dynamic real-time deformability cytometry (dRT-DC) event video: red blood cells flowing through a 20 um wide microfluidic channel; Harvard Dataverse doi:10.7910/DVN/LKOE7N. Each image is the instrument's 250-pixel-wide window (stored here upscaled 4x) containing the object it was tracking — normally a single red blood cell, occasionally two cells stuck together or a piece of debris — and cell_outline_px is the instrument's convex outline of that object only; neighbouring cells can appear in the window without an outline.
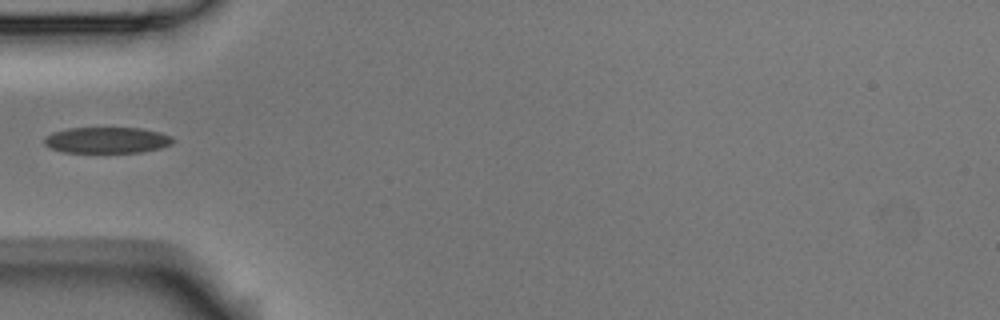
{"species": "Egyptian fruit bat (a non-hibernating species)", "species_latin": "Rousettus aegyptiacus", "temperature_condition": "room temperature", "stored_images_in_passage": 4, "camera_frame_rate_fps": 3000, "um_per_image_px": 0.085, "animal": {"sex": "male"}, "frame": {"image": 1, "passage_image": 3, "time_ms": 0.667, "image_size_px": [1000, 320], "cell_outline_px": [[176, 140], [172, 144], [160, 148], [140, 152], [64, 152], [48, 148], [44, 144], [44, 136], [52, 132], [68, 128], [140, 128], [160, 132], [172, 136]], "centroid_in_image_um": [9.08, 11.91], "position_along_channel_um": 75.9, "area_um2": 19.71}}
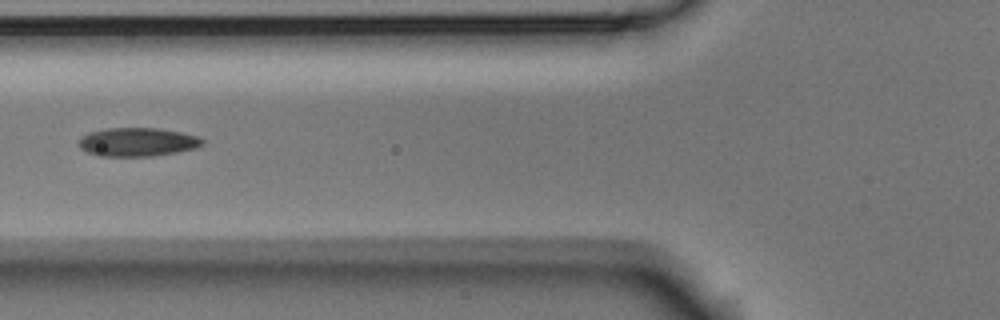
{"frame": {"image": 2, "passage_image": 4, "time_ms": 1.0, "image_size_px": [1000, 320], "cell_outline_px": [[204, 144], [196, 148], [176, 152], [152, 156], [96, 156], [80, 148], [80, 136], [88, 132], [108, 128], [156, 128], [180, 132], [196, 136], [204, 140]], "centroid_in_image_um": [11.66, 12.07], "position_along_channel_um": 114.1, "area_um2": 20.58}}